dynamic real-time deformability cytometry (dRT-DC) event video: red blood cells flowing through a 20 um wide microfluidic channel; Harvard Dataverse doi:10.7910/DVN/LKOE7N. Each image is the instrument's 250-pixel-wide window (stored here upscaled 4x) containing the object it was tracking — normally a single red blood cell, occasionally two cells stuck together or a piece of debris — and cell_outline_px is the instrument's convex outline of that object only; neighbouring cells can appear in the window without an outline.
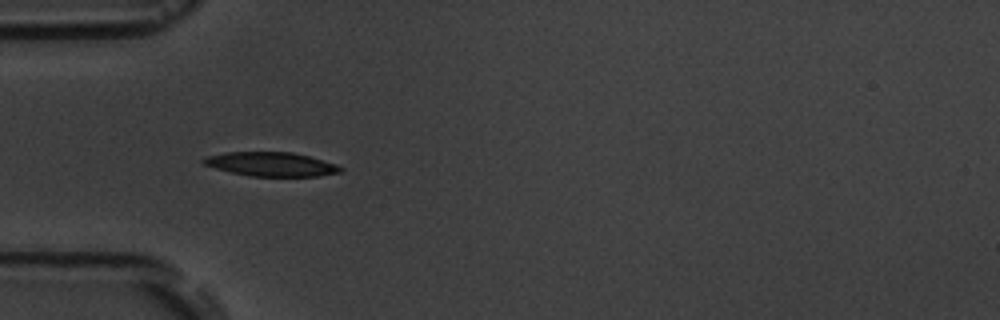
{"species": "common noctule bat (a hibernating species)", "species_latin": "Nyctalus noctula", "temperature_condition": "room temperature", "stored_images_in_passage": 6, "camera_frame_rate_fps": 3000, "um_per_image_px": 0.085, "animal": {"sex": "male", "body_mass_g": 19.5, "forearm_length_mm": 54.6}, "frame": {"image": 1, "passage_image": 5, "time_ms": 5.333, "image_size_px": [1000, 320], "cell_outline_px": [[344, 172], [316, 176], [252, 176], [232, 172], [216, 168], [204, 164], [200, 160], [204, 156], [224, 152], [292, 152], [308, 156], [336, 164], [344, 168]], "centroid_in_image_um": [23.05, 13.95], "position_along_channel_um": 62.0, "area_um2": 19.19}}
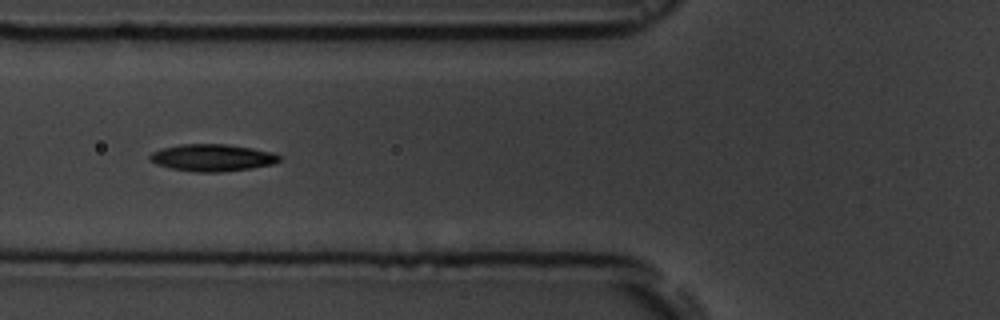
{"frame": {"image": 2, "passage_image": 6, "time_ms": 6.667, "image_size_px": [1000, 320], "cell_outline_px": [[280, 160], [272, 164], [252, 168], [220, 172], [196, 172], [168, 168], [156, 164], [148, 160], [148, 156], [152, 152], [160, 148], [180, 144], [228, 144], [252, 148], [272, 152], [280, 156]], "centroid_in_image_um": [17.99, 13.4], "position_along_channel_um": 107.8, "area_um2": 20.58}}